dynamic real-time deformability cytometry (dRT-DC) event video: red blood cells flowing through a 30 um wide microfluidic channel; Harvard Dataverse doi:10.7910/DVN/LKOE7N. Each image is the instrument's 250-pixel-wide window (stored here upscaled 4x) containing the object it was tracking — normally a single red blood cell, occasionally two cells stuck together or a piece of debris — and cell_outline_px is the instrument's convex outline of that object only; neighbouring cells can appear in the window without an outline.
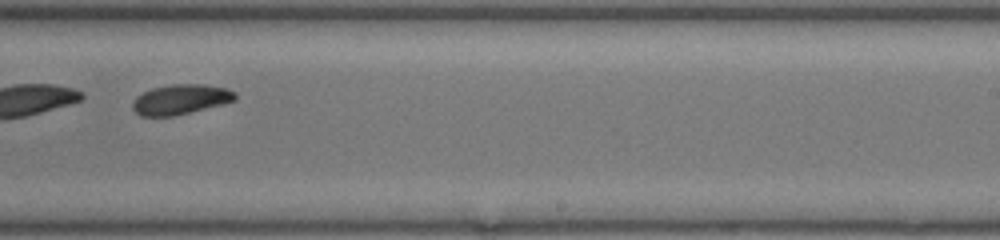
{"species": "common noctule bat (a hibernating species)", "species_latin": "Nyctalus noctula", "temperature_condition": "room temperature", "stored_images_in_passage": 40, "segment_of_instrument_passage": [2, 2], "camera_frame_rate_fps": 3000, "um_per_image_px": 0.085, "animal": {"sex": "female", "body_mass_g": 17.0, "forearm_length_mm": 48.0}, "frame": {"image": 1, "passage_image": 23, "time_ms": 7.333, "image_size_px": [1000, 240], "cell_outline_px": [[236, 100], [224, 104], [172, 116], [140, 116], [132, 108], [132, 100], [136, 96], [152, 88], [172, 84], [204, 84], [228, 88], [236, 92]], "centroid_in_image_um": [15.36, 8.44], "position_along_channel_um": 273.6, "area_um2": 18.03}}
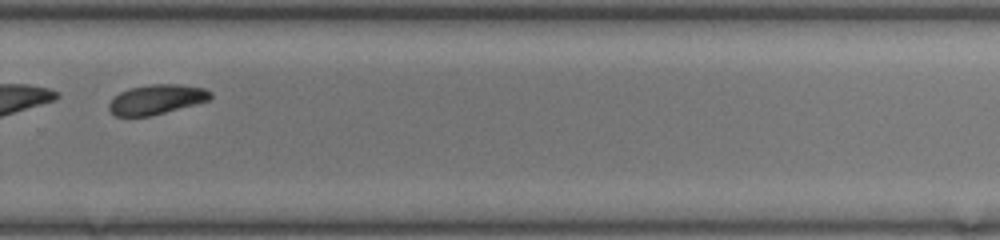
{"frame": {"image": 2, "passage_image": 26, "time_ms": 8.333, "image_size_px": [1000, 240], "cell_outline_px": [[212, 96], [208, 100], [196, 104], [152, 116], [116, 116], [108, 108], [108, 104], [120, 92], [128, 88], [152, 84], [180, 84], [204, 88], [212, 92]], "centroid_in_image_um": [13.32, 8.45], "position_along_channel_um": 316.5, "area_um2": 17.57}}